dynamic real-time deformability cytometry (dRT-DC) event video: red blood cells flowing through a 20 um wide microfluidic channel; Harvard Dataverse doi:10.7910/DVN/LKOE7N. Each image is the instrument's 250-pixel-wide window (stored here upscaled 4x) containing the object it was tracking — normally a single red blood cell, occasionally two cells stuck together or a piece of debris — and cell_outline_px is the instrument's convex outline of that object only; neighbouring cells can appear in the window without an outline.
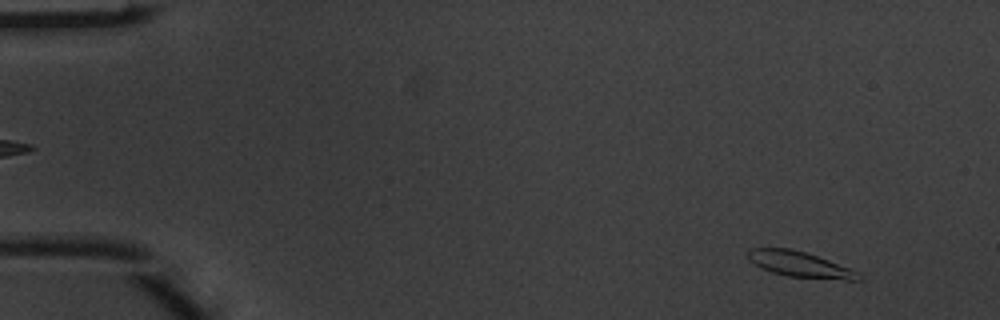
{"species": "common noctule bat (a hibernating species)", "species_latin": "Nyctalus noctula", "temperature_condition": "warm", "stored_images_in_passage": 4, "segment_of_instrument_passage": [1, 2], "camera_frame_rate_fps": 3000, "um_per_image_px": 0.085, "animal": {"sex": "male", "body_mass_g": 20.1, "forearm_length_mm": 53.5}, "frame": {"image": 1, "passage_image": 1, "time_ms": 0.0, "image_size_px": [1000, 320], "cell_outline_px": [[864, 276], [860, 280], [844, 280], [788, 276], [772, 272], [760, 268], [748, 260], [748, 248], [788, 248], [804, 252], [828, 260], [860, 272]], "centroid_in_image_um": [67.99, 22.48], "position_along_channel_um": 17.0, "area_um2": 16.47}}